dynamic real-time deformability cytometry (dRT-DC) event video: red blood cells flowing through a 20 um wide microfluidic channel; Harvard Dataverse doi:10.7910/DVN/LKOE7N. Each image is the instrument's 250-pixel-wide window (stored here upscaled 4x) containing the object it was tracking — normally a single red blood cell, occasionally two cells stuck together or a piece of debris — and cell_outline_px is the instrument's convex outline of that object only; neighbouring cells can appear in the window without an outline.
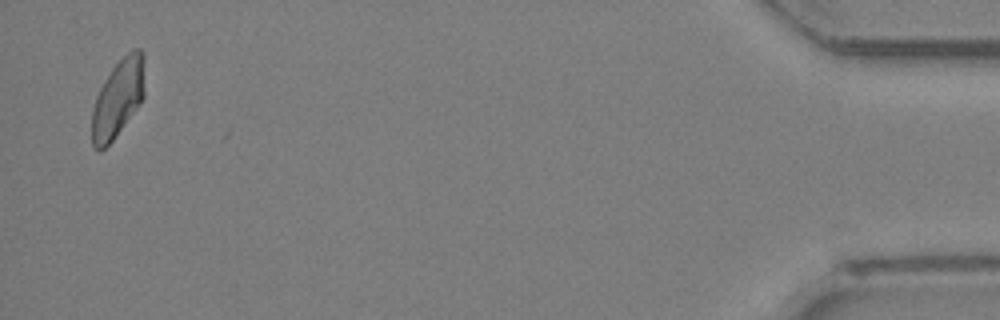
{"species": "Egyptian fruit bat (a non-hibernating species)", "species_latin": "Rousettus aegyptiacus", "temperature_condition": "room temperature", "stored_images_in_passage": 35, "camera_frame_rate_fps": 3000, "um_per_image_px": 0.085, "animal": {"sex": "female"}, "frame": {"image": 1, "passage_image": 35, "time_ms": 11.333, "image_size_px": [1000, 320], "cell_outline_px": [[144, 96], [140, 104], [112, 140], [100, 152], [92, 148], [92, 108], [96, 96], [104, 80], [112, 68], [132, 48], [140, 48], [144, 52]], "centroid_in_image_um": [10.03, 8.34], "position_along_channel_um": 425.2, "area_um2": 23.99}}